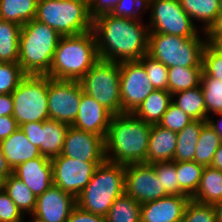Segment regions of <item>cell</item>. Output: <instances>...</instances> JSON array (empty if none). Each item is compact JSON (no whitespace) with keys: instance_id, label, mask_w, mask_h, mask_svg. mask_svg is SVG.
I'll return each instance as SVG.
<instances>
[{"instance_id":"1f68e13d","label":"cell","mask_w":222,"mask_h":222,"mask_svg":"<svg viewBox=\"0 0 222 222\" xmlns=\"http://www.w3.org/2000/svg\"><path fill=\"white\" fill-rule=\"evenodd\" d=\"M21 26L0 19V62L18 63Z\"/></svg>"},{"instance_id":"f6af8a7d","label":"cell","mask_w":222,"mask_h":222,"mask_svg":"<svg viewBox=\"0 0 222 222\" xmlns=\"http://www.w3.org/2000/svg\"><path fill=\"white\" fill-rule=\"evenodd\" d=\"M66 222H106V218L84 211L76 205Z\"/></svg>"},{"instance_id":"f907efd6","label":"cell","mask_w":222,"mask_h":222,"mask_svg":"<svg viewBox=\"0 0 222 222\" xmlns=\"http://www.w3.org/2000/svg\"><path fill=\"white\" fill-rule=\"evenodd\" d=\"M219 116L220 119H212V116L207 117L206 122L209 124V126L220 136L222 140V112L215 113L214 116Z\"/></svg>"},{"instance_id":"9f6ffc18","label":"cell","mask_w":222,"mask_h":222,"mask_svg":"<svg viewBox=\"0 0 222 222\" xmlns=\"http://www.w3.org/2000/svg\"><path fill=\"white\" fill-rule=\"evenodd\" d=\"M141 1L147 5L151 0H141Z\"/></svg>"},{"instance_id":"44dd1931","label":"cell","mask_w":222,"mask_h":222,"mask_svg":"<svg viewBox=\"0 0 222 222\" xmlns=\"http://www.w3.org/2000/svg\"><path fill=\"white\" fill-rule=\"evenodd\" d=\"M0 148L12 170L25 161L42 156L39 148L27 139L20 128L1 141Z\"/></svg>"},{"instance_id":"816d5d0a","label":"cell","mask_w":222,"mask_h":222,"mask_svg":"<svg viewBox=\"0 0 222 222\" xmlns=\"http://www.w3.org/2000/svg\"><path fill=\"white\" fill-rule=\"evenodd\" d=\"M206 41L218 52L222 54V34L220 35H205Z\"/></svg>"},{"instance_id":"d590c367","label":"cell","mask_w":222,"mask_h":222,"mask_svg":"<svg viewBox=\"0 0 222 222\" xmlns=\"http://www.w3.org/2000/svg\"><path fill=\"white\" fill-rule=\"evenodd\" d=\"M26 75L18 63L0 62V94H12Z\"/></svg>"},{"instance_id":"e575fe53","label":"cell","mask_w":222,"mask_h":222,"mask_svg":"<svg viewBox=\"0 0 222 222\" xmlns=\"http://www.w3.org/2000/svg\"><path fill=\"white\" fill-rule=\"evenodd\" d=\"M200 86L204 96L207 117L210 114L222 112V81L211 78L202 72Z\"/></svg>"},{"instance_id":"3957f363","label":"cell","mask_w":222,"mask_h":222,"mask_svg":"<svg viewBox=\"0 0 222 222\" xmlns=\"http://www.w3.org/2000/svg\"><path fill=\"white\" fill-rule=\"evenodd\" d=\"M98 60L96 39L92 30L82 34L62 36L47 76L79 81Z\"/></svg>"},{"instance_id":"7bdbcfd3","label":"cell","mask_w":222,"mask_h":222,"mask_svg":"<svg viewBox=\"0 0 222 222\" xmlns=\"http://www.w3.org/2000/svg\"><path fill=\"white\" fill-rule=\"evenodd\" d=\"M24 214L0 186V222H24Z\"/></svg>"},{"instance_id":"74e56055","label":"cell","mask_w":222,"mask_h":222,"mask_svg":"<svg viewBox=\"0 0 222 222\" xmlns=\"http://www.w3.org/2000/svg\"><path fill=\"white\" fill-rule=\"evenodd\" d=\"M139 61L144 65L154 89L168 90V67L148 54Z\"/></svg>"},{"instance_id":"d4e9b609","label":"cell","mask_w":222,"mask_h":222,"mask_svg":"<svg viewBox=\"0 0 222 222\" xmlns=\"http://www.w3.org/2000/svg\"><path fill=\"white\" fill-rule=\"evenodd\" d=\"M206 121L193 120L184 129L177 132V146L174 161H194L198 137Z\"/></svg>"},{"instance_id":"836d02e7","label":"cell","mask_w":222,"mask_h":222,"mask_svg":"<svg viewBox=\"0 0 222 222\" xmlns=\"http://www.w3.org/2000/svg\"><path fill=\"white\" fill-rule=\"evenodd\" d=\"M221 144L220 136L206 122L198 137L194 161L203 166H210L214 154Z\"/></svg>"},{"instance_id":"11a10c76","label":"cell","mask_w":222,"mask_h":222,"mask_svg":"<svg viewBox=\"0 0 222 222\" xmlns=\"http://www.w3.org/2000/svg\"><path fill=\"white\" fill-rule=\"evenodd\" d=\"M29 222H43V221L38 220V219H36V218H32V220H29Z\"/></svg>"},{"instance_id":"83f0119b","label":"cell","mask_w":222,"mask_h":222,"mask_svg":"<svg viewBox=\"0 0 222 222\" xmlns=\"http://www.w3.org/2000/svg\"><path fill=\"white\" fill-rule=\"evenodd\" d=\"M180 3L193 22L203 23L200 30L204 32L215 21L222 5L220 0H180Z\"/></svg>"},{"instance_id":"8d00e7d4","label":"cell","mask_w":222,"mask_h":222,"mask_svg":"<svg viewBox=\"0 0 222 222\" xmlns=\"http://www.w3.org/2000/svg\"><path fill=\"white\" fill-rule=\"evenodd\" d=\"M155 174L161 186L168 195H179V182L177 178L175 161L154 162Z\"/></svg>"},{"instance_id":"7dc6e473","label":"cell","mask_w":222,"mask_h":222,"mask_svg":"<svg viewBox=\"0 0 222 222\" xmlns=\"http://www.w3.org/2000/svg\"><path fill=\"white\" fill-rule=\"evenodd\" d=\"M14 110L11 94H0V116H12Z\"/></svg>"},{"instance_id":"4dcf8cb0","label":"cell","mask_w":222,"mask_h":222,"mask_svg":"<svg viewBox=\"0 0 222 222\" xmlns=\"http://www.w3.org/2000/svg\"><path fill=\"white\" fill-rule=\"evenodd\" d=\"M203 67L168 68V91L175 94L200 86Z\"/></svg>"},{"instance_id":"cb8c5ba5","label":"cell","mask_w":222,"mask_h":222,"mask_svg":"<svg viewBox=\"0 0 222 222\" xmlns=\"http://www.w3.org/2000/svg\"><path fill=\"white\" fill-rule=\"evenodd\" d=\"M191 199L207 205H215L222 200V171L205 166L198 190Z\"/></svg>"},{"instance_id":"bcb514c9","label":"cell","mask_w":222,"mask_h":222,"mask_svg":"<svg viewBox=\"0 0 222 222\" xmlns=\"http://www.w3.org/2000/svg\"><path fill=\"white\" fill-rule=\"evenodd\" d=\"M19 128L13 116H0V142Z\"/></svg>"},{"instance_id":"52a82bcc","label":"cell","mask_w":222,"mask_h":222,"mask_svg":"<svg viewBox=\"0 0 222 222\" xmlns=\"http://www.w3.org/2000/svg\"><path fill=\"white\" fill-rule=\"evenodd\" d=\"M204 35L184 38L177 35L163 33H149L148 55L162 62L168 68L203 67L202 53L206 45ZM200 36H203L201 38Z\"/></svg>"},{"instance_id":"9c48e42d","label":"cell","mask_w":222,"mask_h":222,"mask_svg":"<svg viewBox=\"0 0 222 222\" xmlns=\"http://www.w3.org/2000/svg\"><path fill=\"white\" fill-rule=\"evenodd\" d=\"M11 95L14 104L12 116L19 127L49 119L47 75L27 74Z\"/></svg>"},{"instance_id":"60d3db41","label":"cell","mask_w":222,"mask_h":222,"mask_svg":"<svg viewBox=\"0 0 222 222\" xmlns=\"http://www.w3.org/2000/svg\"><path fill=\"white\" fill-rule=\"evenodd\" d=\"M203 72L222 81V54L215 50L208 42L202 53Z\"/></svg>"},{"instance_id":"30bf717a","label":"cell","mask_w":222,"mask_h":222,"mask_svg":"<svg viewBox=\"0 0 222 222\" xmlns=\"http://www.w3.org/2000/svg\"><path fill=\"white\" fill-rule=\"evenodd\" d=\"M151 9L147 24L150 33L177 35L184 38L199 35L198 26L184 11L180 0H151L146 7Z\"/></svg>"},{"instance_id":"9a60e30c","label":"cell","mask_w":222,"mask_h":222,"mask_svg":"<svg viewBox=\"0 0 222 222\" xmlns=\"http://www.w3.org/2000/svg\"><path fill=\"white\" fill-rule=\"evenodd\" d=\"M69 127L66 123L48 119L42 122H28L19 128L26 134L27 139L39 148L42 156L52 159L61 155Z\"/></svg>"},{"instance_id":"b9f144b4","label":"cell","mask_w":222,"mask_h":222,"mask_svg":"<svg viewBox=\"0 0 222 222\" xmlns=\"http://www.w3.org/2000/svg\"><path fill=\"white\" fill-rule=\"evenodd\" d=\"M146 7L147 5L141 0H120L111 14L133 20H142L140 15L147 11Z\"/></svg>"},{"instance_id":"d6a6232c","label":"cell","mask_w":222,"mask_h":222,"mask_svg":"<svg viewBox=\"0 0 222 222\" xmlns=\"http://www.w3.org/2000/svg\"><path fill=\"white\" fill-rule=\"evenodd\" d=\"M105 218L106 222H141V204L124 193L113 202Z\"/></svg>"},{"instance_id":"4fadbf2b","label":"cell","mask_w":222,"mask_h":222,"mask_svg":"<svg viewBox=\"0 0 222 222\" xmlns=\"http://www.w3.org/2000/svg\"><path fill=\"white\" fill-rule=\"evenodd\" d=\"M154 90L139 60L120 62V97L124 113H133Z\"/></svg>"},{"instance_id":"7a4b0ae2","label":"cell","mask_w":222,"mask_h":222,"mask_svg":"<svg viewBox=\"0 0 222 222\" xmlns=\"http://www.w3.org/2000/svg\"><path fill=\"white\" fill-rule=\"evenodd\" d=\"M151 126L133 113L113 115L104 139L106 160L122 165L145 163Z\"/></svg>"},{"instance_id":"7402d4cb","label":"cell","mask_w":222,"mask_h":222,"mask_svg":"<svg viewBox=\"0 0 222 222\" xmlns=\"http://www.w3.org/2000/svg\"><path fill=\"white\" fill-rule=\"evenodd\" d=\"M176 146L177 132L158 124L152 125L145 163L174 161Z\"/></svg>"},{"instance_id":"ee69618b","label":"cell","mask_w":222,"mask_h":222,"mask_svg":"<svg viewBox=\"0 0 222 222\" xmlns=\"http://www.w3.org/2000/svg\"><path fill=\"white\" fill-rule=\"evenodd\" d=\"M120 0H89V14L92 19L111 13Z\"/></svg>"},{"instance_id":"f1b7e54d","label":"cell","mask_w":222,"mask_h":222,"mask_svg":"<svg viewBox=\"0 0 222 222\" xmlns=\"http://www.w3.org/2000/svg\"><path fill=\"white\" fill-rule=\"evenodd\" d=\"M0 186L23 214L34 212L37 196L13 173Z\"/></svg>"},{"instance_id":"e0dca14e","label":"cell","mask_w":222,"mask_h":222,"mask_svg":"<svg viewBox=\"0 0 222 222\" xmlns=\"http://www.w3.org/2000/svg\"><path fill=\"white\" fill-rule=\"evenodd\" d=\"M62 156L80 161H105L102 136L69 127L63 144Z\"/></svg>"},{"instance_id":"277c9868","label":"cell","mask_w":222,"mask_h":222,"mask_svg":"<svg viewBox=\"0 0 222 222\" xmlns=\"http://www.w3.org/2000/svg\"><path fill=\"white\" fill-rule=\"evenodd\" d=\"M62 36L35 19L24 24L19 33L18 64L26 74L47 75L57 44Z\"/></svg>"},{"instance_id":"2e32d148","label":"cell","mask_w":222,"mask_h":222,"mask_svg":"<svg viewBox=\"0 0 222 222\" xmlns=\"http://www.w3.org/2000/svg\"><path fill=\"white\" fill-rule=\"evenodd\" d=\"M76 206V198L52 185L37 196L34 212L29 216L43 222H66Z\"/></svg>"},{"instance_id":"6da1fadb","label":"cell","mask_w":222,"mask_h":222,"mask_svg":"<svg viewBox=\"0 0 222 222\" xmlns=\"http://www.w3.org/2000/svg\"><path fill=\"white\" fill-rule=\"evenodd\" d=\"M143 20L103 14L93 19L99 59L123 62L140 60L148 53L149 28Z\"/></svg>"},{"instance_id":"f35d334b","label":"cell","mask_w":222,"mask_h":222,"mask_svg":"<svg viewBox=\"0 0 222 222\" xmlns=\"http://www.w3.org/2000/svg\"><path fill=\"white\" fill-rule=\"evenodd\" d=\"M181 222H217L214 206L190 199Z\"/></svg>"},{"instance_id":"8992f818","label":"cell","mask_w":222,"mask_h":222,"mask_svg":"<svg viewBox=\"0 0 222 222\" xmlns=\"http://www.w3.org/2000/svg\"><path fill=\"white\" fill-rule=\"evenodd\" d=\"M35 20L47 24L61 36L92 30L89 0H38Z\"/></svg>"},{"instance_id":"484cf974","label":"cell","mask_w":222,"mask_h":222,"mask_svg":"<svg viewBox=\"0 0 222 222\" xmlns=\"http://www.w3.org/2000/svg\"><path fill=\"white\" fill-rule=\"evenodd\" d=\"M38 0H0V19L23 26L35 19Z\"/></svg>"},{"instance_id":"603a6c76","label":"cell","mask_w":222,"mask_h":222,"mask_svg":"<svg viewBox=\"0 0 222 222\" xmlns=\"http://www.w3.org/2000/svg\"><path fill=\"white\" fill-rule=\"evenodd\" d=\"M172 103V94L168 90L155 89L150 93L133 114L150 125L158 124Z\"/></svg>"},{"instance_id":"ffe728a7","label":"cell","mask_w":222,"mask_h":222,"mask_svg":"<svg viewBox=\"0 0 222 222\" xmlns=\"http://www.w3.org/2000/svg\"><path fill=\"white\" fill-rule=\"evenodd\" d=\"M13 174L36 196L41 195L53 185L51 159L44 156L19 164L13 169Z\"/></svg>"},{"instance_id":"f546056e","label":"cell","mask_w":222,"mask_h":222,"mask_svg":"<svg viewBox=\"0 0 222 222\" xmlns=\"http://www.w3.org/2000/svg\"><path fill=\"white\" fill-rule=\"evenodd\" d=\"M175 168L179 182V195L192 198L198 190L205 166L195 161H175Z\"/></svg>"},{"instance_id":"5bb4252c","label":"cell","mask_w":222,"mask_h":222,"mask_svg":"<svg viewBox=\"0 0 222 222\" xmlns=\"http://www.w3.org/2000/svg\"><path fill=\"white\" fill-rule=\"evenodd\" d=\"M124 188L125 194L140 204L168 196L155 174L154 167L146 163L126 165Z\"/></svg>"},{"instance_id":"c3c4849f","label":"cell","mask_w":222,"mask_h":222,"mask_svg":"<svg viewBox=\"0 0 222 222\" xmlns=\"http://www.w3.org/2000/svg\"><path fill=\"white\" fill-rule=\"evenodd\" d=\"M13 173L0 148V185Z\"/></svg>"},{"instance_id":"ac0fdd59","label":"cell","mask_w":222,"mask_h":222,"mask_svg":"<svg viewBox=\"0 0 222 222\" xmlns=\"http://www.w3.org/2000/svg\"><path fill=\"white\" fill-rule=\"evenodd\" d=\"M112 116L113 114L108 109L82 90L79 111L71 127L105 139Z\"/></svg>"},{"instance_id":"8fae6325","label":"cell","mask_w":222,"mask_h":222,"mask_svg":"<svg viewBox=\"0 0 222 222\" xmlns=\"http://www.w3.org/2000/svg\"><path fill=\"white\" fill-rule=\"evenodd\" d=\"M81 99L82 87L79 81L48 76L49 119L71 126L78 114Z\"/></svg>"},{"instance_id":"ab89813d","label":"cell","mask_w":222,"mask_h":222,"mask_svg":"<svg viewBox=\"0 0 222 222\" xmlns=\"http://www.w3.org/2000/svg\"><path fill=\"white\" fill-rule=\"evenodd\" d=\"M193 120L179 107L171 103L162 116L158 125L170 129L174 132H179Z\"/></svg>"},{"instance_id":"ba28073f","label":"cell","mask_w":222,"mask_h":222,"mask_svg":"<svg viewBox=\"0 0 222 222\" xmlns=\"http://www.w3.org/2000/svg\"><path fill=\"white\" fill-rule=\"evenodd\" d=\"M79 82L85 94L113 115L124 113L120 97V63L99 59Z\"/></svg>"},{"instance_id":"d6986e66","label":"cell","mask_w":222,"mask_h":222,"mask_svg":"<svg viewBox=\"0 0 222 222\" xmlns=\"http://www.w3.org/2000/svg\"><path fill=\"white\" fill-rule=\"evenodd\" d=\"M191 198L186 195H168L141 204V222H181Z\"/></svg>"},{"instance_id":"4316f807","label":"cell","mask_w":222,"mask_h":222,"mask_svg":"<svg viewBox=\"0 0 222 222\" xmlns=\"http://www.w3.org/2000/svg\"><path fill=\"white\" fill-rule=\"evenodd\" d=\"M172 103L182 109L192 120L206 121L207 119L201 86L172 94Z\"/></svg>"},{"instance_id":"f5cc1de1","label":"cell","mask_w":222,"mask_h":222,"mask_svg":"<svg viewBox=\"0 0 222 222\" xmlns=\"http://www.w3.org/2000/svg\"><path fill=\"white\" fill-rule=\"evenodd\" d=\"M210 166L215 168V169H219L220 171H222V144L216 150V152L214 154L213 161H212Z\"/></svg>"},{"instance_id":"db71d44e","label":"cell","mask_w":222,"mask_h":222,"mask_svg":"<svg viewBox=\"0 0 222 222\" xmlns=\"http://www.w3.org/2000/svg\"><path fill=\"white\" fill-rule=\"evenodd\" d=\"M216 213V221L222 222V200H220L217 204L213 205Z\"/></svg>"},{"instance_id":"681fc988","label":"cell","mask_w":222,"mask_h":222,"mask_svg":"<svg viewBox=\"0 0 222 222\" xmlns=\"http://www.w3.org/2000/svg\"><path fill=\"white\" fill-rule=\"evenodd\" d=\"M222 34V5L215 21L205 31V35H220Z\"/></svg>"},{"instance_id":"7c38bea8","label":"cell","mask_w":222,"mask_h":222,"mask_svg":"<svg viewBox=\"0 0 222 222\" xmlns=\"http://www.w3.org/2000/svg\"><path fill=\"white\" fill-rule=\"evenodd\" d=\"M104 161H80L59 155L51 159L53 185L75 198L88 185L98 165Z\"/></svg>"},{"instance_id":"5b68a950","label":"cell","mask_w":222,"mask_h":222,"mask_svg":"<svg viewBox=\"0 0 222 222\" xmlns=\"http://www.w3.org/2000/svg\"><path fill=\"white\" fill-rule=\"evenodd\" d=\"M126 165L105 160L98 165L88 185L76 197L84 211L106 217L113 202L125 193Z\"/></svg>"}]
</instances>
